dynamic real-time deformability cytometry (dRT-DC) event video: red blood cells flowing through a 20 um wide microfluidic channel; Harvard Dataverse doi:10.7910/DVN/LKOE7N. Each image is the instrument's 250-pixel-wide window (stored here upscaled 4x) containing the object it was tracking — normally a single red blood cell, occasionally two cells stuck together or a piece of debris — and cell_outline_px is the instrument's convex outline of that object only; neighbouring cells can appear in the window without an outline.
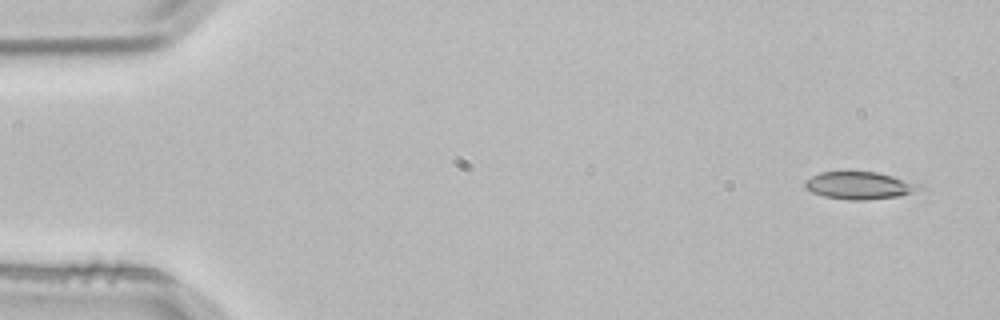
{"species": "common noctule bat (a hibernating species)", "species_latin": "Nyctalus noctula", "temperature_condition": "room temperature", "stored_images_in_passage": 2, "camera_frame_rate_fps": 3000, "um_per_image_px": 0.085, "animal": {"sex": "male", "body_mass_g": 21.5, "forearm_length_mm": 52.0}, "frame": {"image": 1, "passage_image": 1, "time_ms": 0.0, "image_size_px": [1000, 320], "cell_outline_px": [[924, 188], [900, 196], [864, 200], [848, 200], [824, 196], [812, 192], [804, 188], [804, 180], [820, 172], [876, 172], [924, 184]], "centroid_in_image_um": [73.07, 15.77], "position_along_channel_um": 11.9, "area_um2": 18.38}}